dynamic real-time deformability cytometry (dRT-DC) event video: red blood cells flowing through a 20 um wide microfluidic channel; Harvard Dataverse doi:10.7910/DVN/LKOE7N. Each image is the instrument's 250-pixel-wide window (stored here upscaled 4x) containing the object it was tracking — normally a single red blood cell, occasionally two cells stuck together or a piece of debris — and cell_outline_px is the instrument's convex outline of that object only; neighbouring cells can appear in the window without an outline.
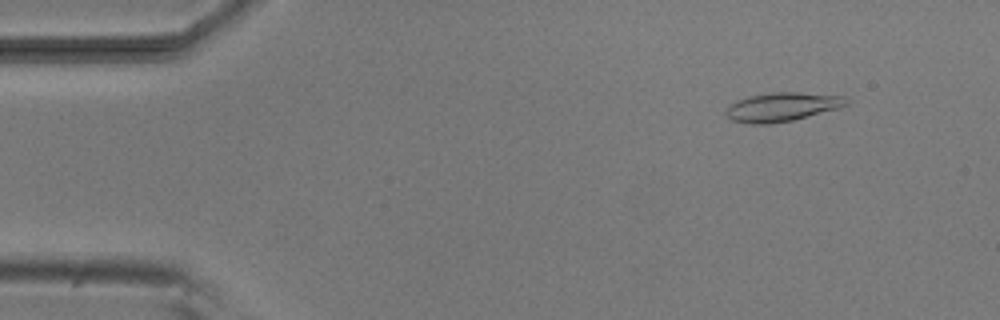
{"species": "common noctule bat (a hibernating species)", "species_latin": "Nyctalus noctula", "temperature_condition": "room temperature", "stored_images_in_passage": 53, "camera_frame_rate_fps": 3000, "um_per_image_px": 0.085, "animal": {"sex": "male", "body_mass_g": 20.5, "forearm_length_mm": 52.5}, "frame": {"image": 1, "passage_image": 6, "time_ms": 1.667, "image_size_px": [1000, 320], "cell_outline_px": [[848, 104], [836, 108], [792, 120], [768, 124], [748, 124], [732, 120], [724, 112], [728, 104], [736, 100], [748, 96], [772, 92], [800, 92], [844, 96], [848, 100]], "centroid_in_image_um": [66.4, 9.08], "position_along_channel_um": 18.6, "area_um2": 20.17}}
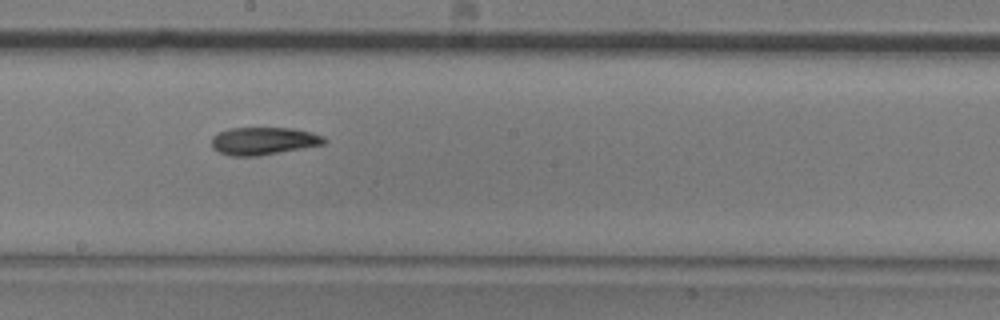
{"frame": {"image": 2, "passage_image": 29, "time_ms": 9.333, "image_size_px": [1000, 320], "cell_outline_px": [[328, 140], [324, 144], [260, 156], [232, 156], [220, 152], [212, 148], [212, 136], [228, 128], [292, 128], [312, 132], [324, 136]], "centroid_in_image_um": [22.42, 11.98], "position_along_channel_um": 225.8, "area_um2": 18.21}}
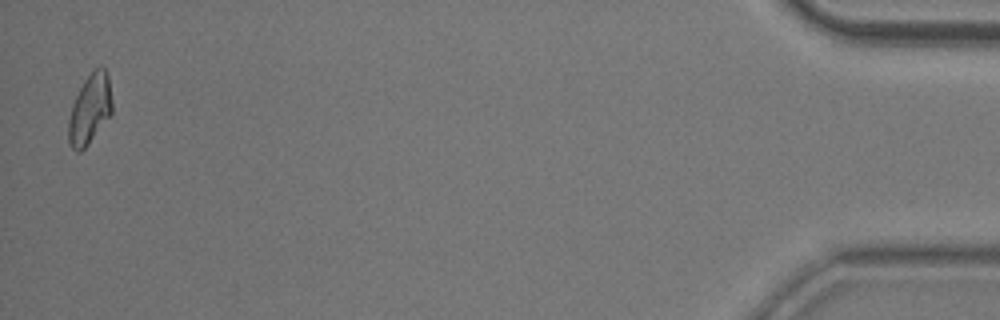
{"frame": {"image": 3, "passage_image": 52, "time_ms": 17.0, "image_size_px": [1000, 320], "cell_outline_px": [[112, 112], [88, 144], [80, 152], [76, 152], [72, 148], [68, 140], [68, 120], [72, 104], [84, 80], [100, 64], [108, 72], [112, 100]], "centroid_in_image_um": [7.64, 9.26], "position_along_channel_um": 427.6, "area_um2": 17.69}}